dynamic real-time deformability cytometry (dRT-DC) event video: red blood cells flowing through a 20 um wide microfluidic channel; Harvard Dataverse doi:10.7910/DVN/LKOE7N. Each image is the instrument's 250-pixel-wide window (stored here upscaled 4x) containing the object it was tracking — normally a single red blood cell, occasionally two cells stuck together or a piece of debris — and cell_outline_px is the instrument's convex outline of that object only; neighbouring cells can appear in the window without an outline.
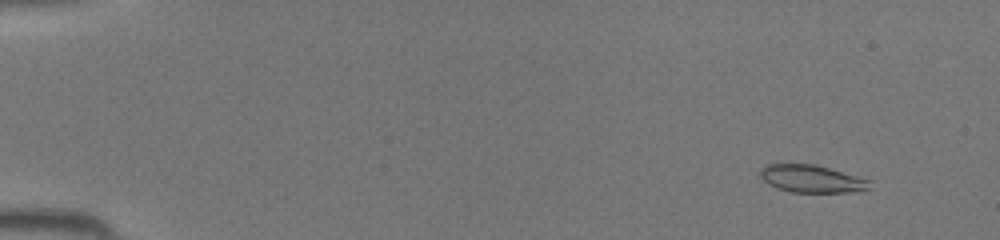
{"species": "common noctule bat (a hibernating species)", "species_latin": "Nyctalus noctula", "temperature_condition": "room temperature", "stored_images_in_passage": 45, "camera_frame_rate_fps": 3000, "um_per_image_px": 0.085, "animal": {"sex": "female", "body_mass_g": 19.5, "forearm_length_mm": 54.1}, "frame": {"image": 1, "passage_image": 4, "time_ms": 1.0, "image_size_px": [1000, 240], "cell_outline_px": [[868, 188], [848, 192], [792, 192], [776, 188], [768, 184], [760, 176], [760, 168], [768, 164], [816, 164], [868, 180]], "centroid_in_image_um": [68.89, 15.19], "position_along_channel_um": 16.1, "area_um2": 17.17}}
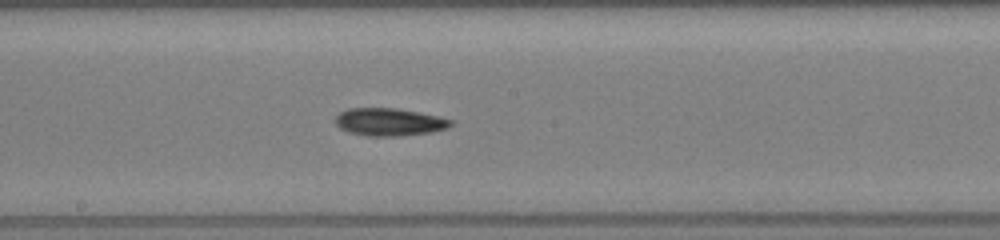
{"frame": {"image": 2, "passage_image": 25, "time_ms": 8.0, "image_size_px": [1000, 240], "cell_outline_px": [[452, 124], [448, 128], [432, 132], [400, 136], [368, 136], [348, 132], [340, 128], [336, 124], [336, 116], [340, 112], [348, 108], [396, 108], [440, 116], [452, 120]], "centroid_in_image_um": [33.1, 10.37], "position_along_channel_um": 215.1, "area_um2": 18.67}}
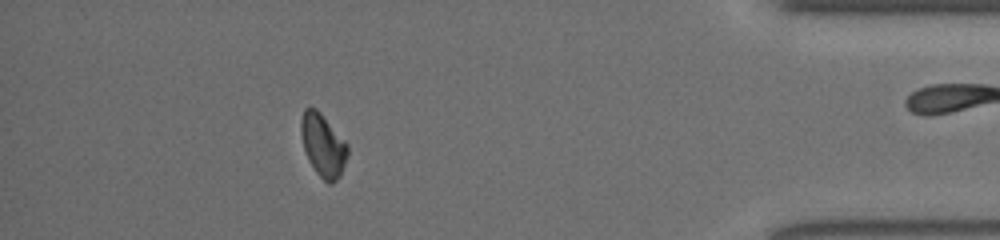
{"frame": {"image": 3, "passage_image": 40, "time_ms": 13.0, "image_size_px": [1000, 240], "cell_outline_px": [[348, 156], [340, 176], [332, 184], [328, 184], [316, 172], [308, 160], [304, 148], [300, 132], [300, 120], [304, 108], [316, 108], [320, 112], [348, 144]], "centroid_in_image_um": [27.45, 12.35], "position_along_channel_um": 407.7, "area_um2": 17.11}}